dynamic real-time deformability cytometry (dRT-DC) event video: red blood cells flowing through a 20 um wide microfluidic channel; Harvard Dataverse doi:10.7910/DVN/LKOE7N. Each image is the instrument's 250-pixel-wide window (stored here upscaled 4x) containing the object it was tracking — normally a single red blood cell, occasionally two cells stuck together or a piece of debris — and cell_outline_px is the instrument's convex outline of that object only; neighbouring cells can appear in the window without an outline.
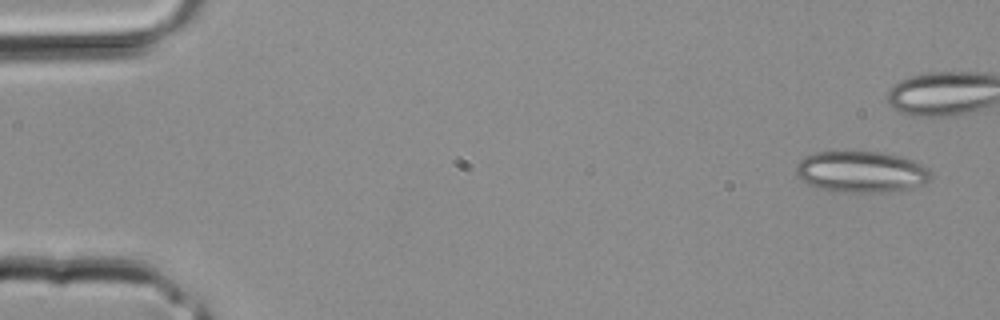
{"species": "common noctule bat (a hibernating species)", "species_latin": "Nyctalus noctula", "temperature_condition": "room temperature", "stored_images_in_passage": 3, "camera_frame_rate_fps": 3000, "um_per_image_px": 0.085, "animal": {"sex": "male", "body_mass_g": 20.4}, "frame": {"image": 1, "passage_image": 1, "time_ms": 0.0, "image_size_px": [1000, 320], "cell_outline_px": [[932, 176], [924, 184], [900, 192], [832, 192], [816, 188], [808, 184], [796, 176], [796, 164], [804, 156], [812, 152], [880, 152], [900, 156], [924, 164], [932, 172]], "centroid_in_image_um": [73.21, 14.62], "position_along_channel_um": 11.8, "area_um2": 33.12}}